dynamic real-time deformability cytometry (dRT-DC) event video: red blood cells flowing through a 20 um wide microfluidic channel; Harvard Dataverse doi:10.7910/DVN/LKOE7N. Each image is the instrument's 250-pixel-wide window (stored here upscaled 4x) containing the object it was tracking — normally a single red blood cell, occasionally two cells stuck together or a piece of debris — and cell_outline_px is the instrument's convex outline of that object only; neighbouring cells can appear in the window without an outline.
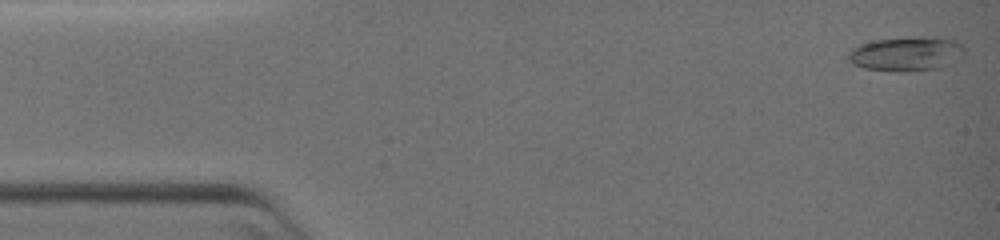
{"species": "common noctule bat (a hibernating species)", "species_latin": "Nyctalus noctula", "temperature_condition": "warm", "stored_images_in_passage": 53, "camera_frame_rate_fps": 3000, "um_per_image_px": 0.085, "animal": {"sex": "female", "body_mass_g": 19.0, "forearm_length_mm": 51.5}, "frame": {"image": 1, "passage_image": 1, "time_ms": 0.0, "image_size_px": [1000, 240], "cell_outline_px": [[964, 56], [960, 60], [952, 64], [940, 68], [900, 72], [892, 72], [864, 68], [852, 64], [848, 60], [848, 52], [852, 48], [860, 44], [876, 40], [956, 40], [964, 48]], "centroid_in_image_um": [77.01, 4.66], "position_along_channel_um": 8.0, "area_um2": 22.43}}
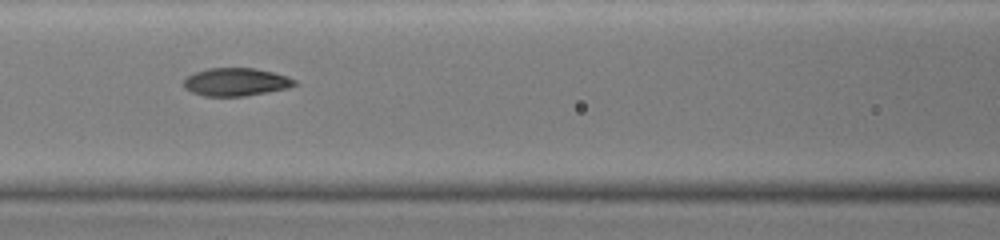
{"frame": {"image": 2, "passage_image": 23, "time_ms": 7.333, "image_size_px": [1000, 240], "cell_outline_px": [[296, 84], [288, 88], [268, 92], [244, 96], [204, 96], [192, 92], [184, 88], [184, 80], [188, 76], [196, 72], [208, 68], [252, 68], [272, 72], [288, 76], [296, 80]], "centroid_in_image_um": [20.06, 6.97], "position_along_channel_um": 146.5, "area_um2": 17.98}}
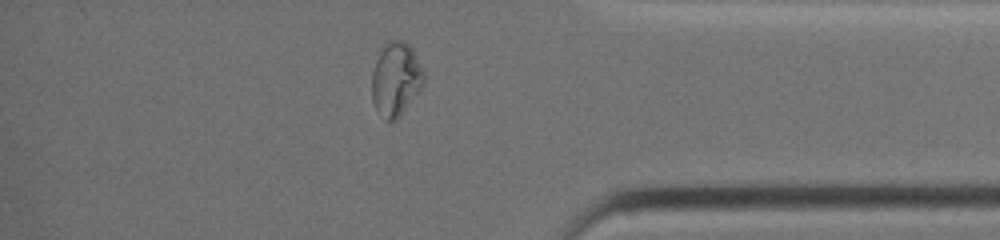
{"frame": {"image": 3, "passage_image": 46, "time_ms": 15.0, "image_size_px": [1000, 240], "cell_outline_px": [[424, 84], [400, 116], [396, 120], [384, 120], [376, 108], [372, 100], [372, 72], [380, 44], [384, 40], [400, 40], [408, 44], [412, 48], [424, 72]], "centroid_in_image_um": [33.62, 6.68], "position_along_channel_um": 401.6, "area_um2": 22.6}}